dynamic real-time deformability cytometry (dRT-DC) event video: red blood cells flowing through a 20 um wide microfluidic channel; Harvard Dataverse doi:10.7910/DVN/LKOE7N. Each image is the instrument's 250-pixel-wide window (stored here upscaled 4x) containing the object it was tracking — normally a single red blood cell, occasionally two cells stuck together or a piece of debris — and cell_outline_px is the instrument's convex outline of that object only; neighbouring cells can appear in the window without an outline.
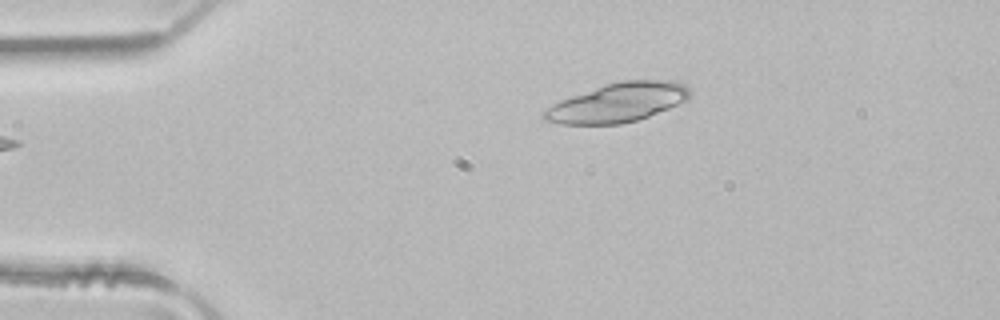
{"species": "common noctule bat (a hibernating species)", "species_latin": "Nyctalus noctula", "temperature_condition": "room temperature", "stored_images_in_passage": 4, "camera_frame_rate_fps": 3000, "um_per_image_px": 0.085, "animal": {"sex": "male", "body_mass_g": 21.5, "forearm_length_mm": 52.0}, "frame": {"image": 1, "passage_image": 4, "time_ms": 1.0, "image_size_px": [1000, 320], "cell_outline_px": [[688, 100], [648, 116], [636, 120], [620, 124], [560, 124], [544, 120], [540, 116], [540, 112], [552, 104], [560, 100], [604, 84], [620, 80], [672, 80], [684, 84], [688, 88]], "centroid_in_image_um": [52.45, 8.72], "position_along_channel_um": 32.6, "area_um2": 33.18}}